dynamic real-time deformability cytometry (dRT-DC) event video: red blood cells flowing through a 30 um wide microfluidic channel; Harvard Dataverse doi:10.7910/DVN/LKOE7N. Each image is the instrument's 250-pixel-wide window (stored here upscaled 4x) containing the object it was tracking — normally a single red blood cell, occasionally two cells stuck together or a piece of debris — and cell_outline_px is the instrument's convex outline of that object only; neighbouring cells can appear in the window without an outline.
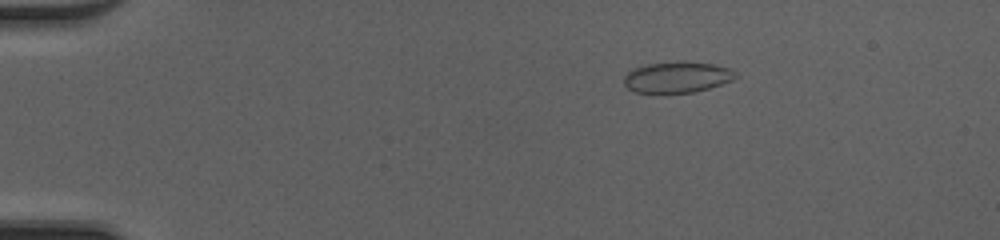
{"species": "common noctule bat (a hibernating species)", "species_latin": "Nyctalus noctula", "temperature_condition": "cold", "stored_images_in_passage": 51, "camera_frame_rate_fps": 3000, "um_per_image_px": 0.085, "animal": {"sex": "female", "body_mass_g": 20.0, "forearm_length_mm": 54.0}, "frame": {"image": 1, "passage_image": 10, "time_ms": 3.0, "image_size_px": [1000, 240], "cell_outline_px": [[740, 76], [732, 80], [708, 88], [692, 92], [636, 92], [628, 88], [624, 84], [624, 76], [628, 72], [636, 68], [648, 64], [712, 64], [728, 68], [736, 72]], "centroid_in_image_um": [57.57, 6.6], "position_along_channel_um": 27.4, "area_um2": 19.07}}
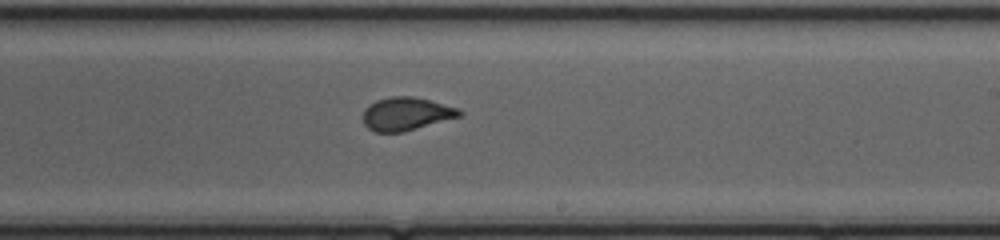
{"frame": {"image": 2, "passage_image": 32, "time_ms": 10.333, "image_size_px": [1000, 240], "cell_outline_px": [[464, 112], [460, 116], [404, 132], [376, 132], [368, 128], [364, 124], [364, 108], [368, 104], [376, 100], [392, 96], [412, 96], [428, 100], [456, 108]], "centroid_in_image_um": [34.49, 9.68], "position_along_channel_um": 254.5, "area_um2": 18.44}}
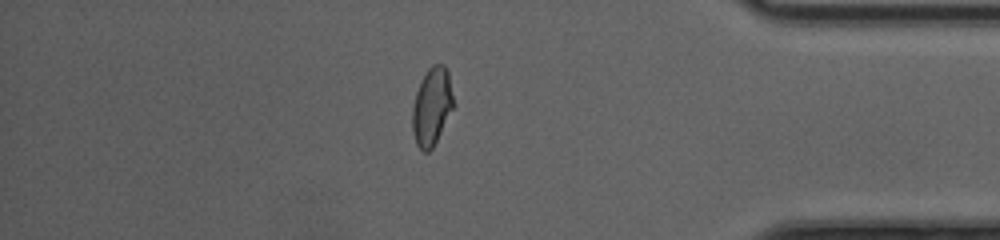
{"frame": {"image": 3, "passage_image": 44, "time_ms": 14.333, "image_size_px": [1000, 240], "cell_outline_px": [[456, 104], [432, 148], [428, 152], [424, 152], [416, 144], [412, 132], [412, 108], [416, 92], [428, 68], [432, 64], [444, 64], [448, 72]], "centroid_in_image_um": [36.73, 9.05], "position_along_channel_um": 398.5, "area_um2": 18.79}, "authors_computed_cell_mechanics": {"area_um2": 19.0162, "velocity_mm_per_s": 4.243, "shape_relaxation_time_tau1_ms": 7.1402, "shape_relaxation_time_tau2_ms": null, "deformation_change_tau1": 0.1918, "deformation_change_tau2": null}}